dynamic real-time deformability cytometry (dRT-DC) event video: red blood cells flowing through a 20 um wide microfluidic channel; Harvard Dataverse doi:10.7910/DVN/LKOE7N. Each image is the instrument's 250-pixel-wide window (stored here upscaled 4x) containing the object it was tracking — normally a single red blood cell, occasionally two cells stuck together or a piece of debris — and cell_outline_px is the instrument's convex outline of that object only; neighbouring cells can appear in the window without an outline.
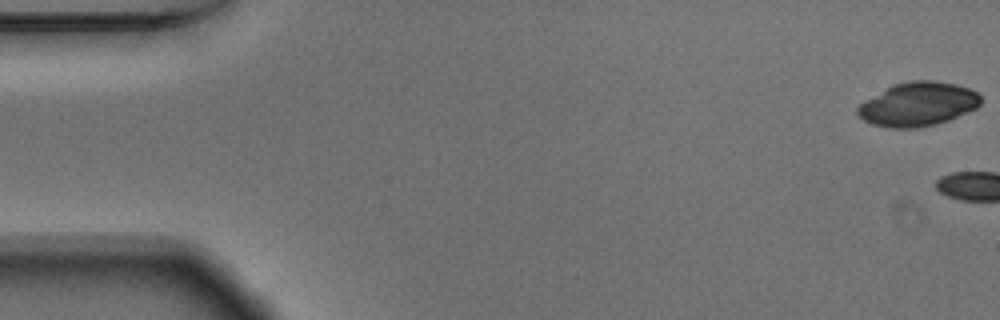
{"species": "Egyptian fruit bat (a non-hibernating species)", "species_latin": "Rousettus aegyptiacus", "temperature_condition": "warm", "stored_images_in_passage": 4, "camera_frame_rate_fps": 3000, "um_per_image_px": 0.085, "animal": {"sex": "male"}, "frame": {"image": 1, "passage_image": 1, "time_ms": 0.0, "image_size_px": [1000, 320], "cell_outline_px": [[980, 104], [976, 108], [968, 112], [948, 120], [936, 124], [916, 128], [888, 128], [872, 124], [864, 120], [856, 112], [856, 108], [864, 100], [892, 84], [908, 80], [932, 80], [956, 84], [968, 88], [976, 92], [980, 96]], "centroid_in_image_um": [77.99, 8.85], "position_along_channel_um": 7.0, "area_um2": 31.62}}